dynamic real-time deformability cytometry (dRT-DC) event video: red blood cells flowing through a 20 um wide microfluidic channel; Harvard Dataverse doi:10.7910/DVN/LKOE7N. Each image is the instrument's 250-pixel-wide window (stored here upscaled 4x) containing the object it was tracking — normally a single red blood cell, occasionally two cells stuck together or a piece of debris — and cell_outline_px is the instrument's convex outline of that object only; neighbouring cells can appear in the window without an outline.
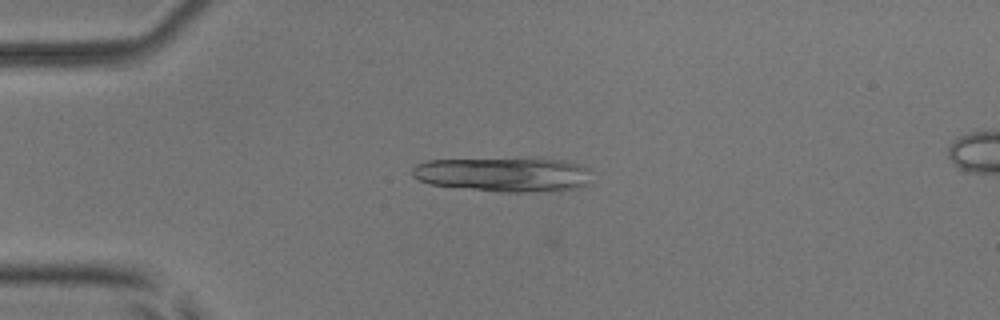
{"species": "common noctule bat (a hibernating species)", "species_latin": "Nyctalus noctula", "temperature_condition": "room temperature", "stored_images_in_passage": 5, "camera_frame_rate_fps": 3000, "um_per_image_px": 0.085, "animal": {"sex": "male", "body_mass_g": 17.9, "forearm_length_mm": 54.2}, "frame": {"image": 1, "passage_image": 4, "time_ms": 1.0, "image_size_px": [1000, 320], "cell_outline_px": [[592, 184], [580, 188], [560, 192], [496, 192], [428, 184], [412, 176], [412, 168], [416, 164], [428, 160], [536, 156], [564, 160], [580, 164], [588, 168]], "centroid_in_image_um": [42.91, 14.81], "position_along_channel_um": 42.1, "area_um2": 38.03}}